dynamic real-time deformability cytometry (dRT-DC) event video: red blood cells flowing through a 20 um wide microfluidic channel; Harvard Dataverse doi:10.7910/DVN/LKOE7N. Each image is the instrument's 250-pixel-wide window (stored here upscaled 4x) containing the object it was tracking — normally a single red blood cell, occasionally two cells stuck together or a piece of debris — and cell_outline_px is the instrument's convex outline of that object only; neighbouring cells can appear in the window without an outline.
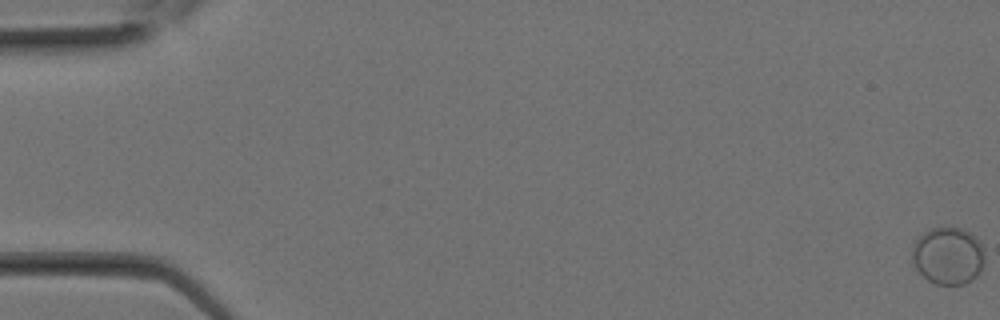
{"species": "Egyptian fruit bat (a non-hibernating species)", "species_latin": "Rousettus aegyptiacus", "temperature_condition": "room temperature", "stored_images_in_passage": 8, "camera_frame_rate_fps": 3000, "um_per_image_px": 0.085, "animal": {"sex": "female"}, "frame": {"image": 1, "passage_image": 1, "time_ms": 0.0, "image_size_px": [1000, 320], "cell_outline_px": [[984, 264], [980, 272], [972, 280], [964, 284], [936, 284], [928, 280], [916, 268], [912, 260], [912, 248], [916, 240], [924, 232], [932, 228], [948, 224], [964, 228], [976, 236], [984, 252]], "centroid_in_image_um": [80.6, 21.69], "position_along_channel_um": 4.4, "area_um2": 24.68}}